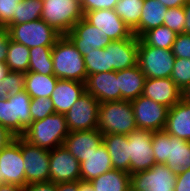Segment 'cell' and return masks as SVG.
<instances>
[{"label":"cell","instance_id":"obj_11","mask_svg":"<svg viewBox=\"0 0 190 191\" xmlns=\"http://www.w3.org/2000/svg\"><path fill=\"white\" fill-rule=\"evenodd\" d=\"M20 147L24 159L25 186L31 183L49 182L50 151L28 143L21 136Z\"/></svg>","mask_w":190,"mask_h":191},{"label":"cell","instance_id":"obj_28","mask_svg":"<svg viewBox=\"0 0 190 191\" xmlns=\"http://www.w3.org/2000/svg\"><path fill=\"white\" fill-rule=\"evenodd\" d=\"M94 191H130V174L111 169L90 181Z\"/></svg>","mask_w":190,"mask_h":191},{"label":"cell","instance_id":"obj_22","mask_svg":"<svg viewBox=\"0 0 190 191\" xmlns=\"http://www.w3.org/2000/svg\"><path fill=\"white\" fill-rule=\"evenodd\" d=\"M83 93H85V83L75 80L58 79L50 96L55 113L65 115Z\"/></svg>","mask_w":190,"mask_h":191},{"label":"cell","instance_id":"obj_32","mask_svg":"<svg viewBox=\"0 0 190 191\" xmlns=\"http://www.w3.org/2000/svg\"><path fill=\"white\" fill-rule=\"evenodd\" d=\"M29 62L30 49L23 44H19L10 40L7 59L5 61L10 71L27 73Z\"/></svg>","mask_w":190,"mask_h":191},{"label":"cell","instance_id":"obj_31","mask_svg":"<svg viewBox=\"0 0 190 191\" xmlns=\"http://www.w3.org/2000/svg\"><path fill=\"white\" fill-rule=\"evenodd\" d=\"M52 49L53 46L30 48L28 72H35L42 75H54Z\"/></svg>","mask_w":190,"mask_h":191},{"label":"cell","instance_id":"obj_5","mask_svg":"<svg viewBox=\"0 0 190 191\" xmlns=\"http://www.w3.org/2000/svg\"><path fill=\"white\" fill-rule=\"evenodd\" d=\"M30 102L31 97L25 90L0 99V125L14 136H21L32 122Z\"/></svg>","mask_w":190,"mask_h":191},{"label":"cell","instance_id":"obj_27","mask_svg":"<svg viewBox=\"0 0 190 191\" xmlns=\"http://www.w3.org/2000/svg\"><path fill=\"white\" fill-rule=\"evenodd\" d=\"M167 9L158 0H144L138 24V38H141L147 31L162 26Z\"/></svg>","mask_w":190,"mask_h":191},{"label":"cell","instance_id":"obj_26","mask_svg":"<svg viewBox=\"0 0 190 191\" xmlns=\"http://www.w3.org/2000/svg\"><path fill=\"white\" fill-rule=\"evenodd\" d=\"M118 84L121 91V100H134L143 93L146 76L140 70L138 64L117 71Z\"/></svg>","mask_w":190,"mask_h":191},{"label":"cell","instance_id":"obj_41","mask_svg":"<svg viewBox=\"0 0 190 191\" xmlns=\"http://www.w3.org/2000/svg\"><path fill=\"white\" fill-rule=\"evenodd\" d=\"M171 51L176 58L190 59V34H177Z\"/></svg>","mask_w":190,"mask_h":191},{"label":"cell","instance_id":"obj_40","mask_svg":"<svg viewBox=\"0 0 190 191\" xmlns=\"http://www.w3.org/2000/svg\"><path fill=\"white\" fill-rule=\"evenodd\" d=\"M22 0H0V26L8 27L13 24L17 5Z\"/></svg>","mask_w":190,"mask_h":191},{"label":"cell","instance_id":"obj_36","mask_svg":"<svg viewBox=\"0 0 190 191\" xmlns=\"http://www.w3.org/2000/svg\"><path fill=\"white\" fill-rule=\"evenodd\" d=\"M26 73L10 71L6 77L0 81V99H5L9 95H16L25 90Z\"/></svg>","mask_w":190,"mask_h":191},{"label":"cell","instance_id":"obj_39","mask_svg":"<svg viewBox=\"0 0 190 191\" xmlns=\"http://www.w3.org/2000/svg\"><path fill=\"white\" fill-rule=\"evenodd\" d=\"M184 7L168 8L165 14L163 25L174 31L176 34L184 33L185 26Z\"/></svg>","mask_w":190,"mask_h":191},{"label":"cell","instance_id":"obj_46","mask_svg":"<svg viewBox=\"0 0 190 191\" xmlns=\"http://www.w3.org/2000/svg\"><path fill=\"white\" fill-rule=\"evenodd\" d=\"M15 137L8 129L0 125V151L13 141Z\"/></svg>","mask_w":190,"mask_h":191},{"label":"cell","instance_id":"obj_23","mask_svg":"<svg viewBox=\"0 0 190 191\" xmlns=\"http://www.w3.org/2000/svg\"><path fill=\"white\" fill-rule=\"evenodd\" d=\"M164 130L179 139L190 141V104L183 98L169 108Z\"/></svg>","mask_w":190,"mask_h":191},{"label":"cell","instance_id":"obj_17","mask_svg":"<svg viewBox=\"0 0 190 191\" xmlns=\"http://www.w3.org/2000/svg\"><path fill=\"white\" fill-rule=\"evenodd\" d=\"M66 35L83 56L92 50L105 48L112 42L104 32L89 24L84 18L80 19Z\"/></svg>","mask_w":190,"mask_h":191},{"label":"cell","instance_id":"obj_18","mask_svg":"<svg viewBox=\"0 0 190 191\" xmlns=\"http://www.w3.org/2000/svg\"><path fill=\"white\" fill-rule=\"evenodd\" d=\"M84 83L85 92L90 93L99 103L121 101L117 71L87 75Z\"/></svg>","mask_w":190,"mask_h":191},{"label":"cell","instance_id":"obj_51","mask_svg":"<svg viewBox=\"0 0 190 191\" xmlns=\"http://www.w3.org/2000/svg\"><path fill=\"white\" fill-rule=\"evenodd\" d=\"M9 72L10 69L7 64L5 62H0V81H2Z\"/></svg>","mask_w":190,"mask_h":191},{"label":"cell","instance_id":"obj_3","mask_svg":"<svg viewBox=\"0 0 190 191\" xmlns=\"http://www.w3.org/2000/svg\"><path fill=\"white\" fill-rule=\"evenodd\" d=\"M68 134L65 115L54 113L42 120L31 122L21 137L32 145L50 151L63 145Z\"/></svg>","mask_w":190,"mask_h":191},{"label":"cell","instance_id":"obj_50","mask_svg":"<svg viewBox=\"0 0 190 191\" xmlns=\"http://www.w3.org/2000/svg\"><path fill=\"white\" fill-rule=\"evenodd\" d=\"M0 191H23V188L15 184L2 183L0 184Z\"/></svg>","mask_w":190,"mask_h":191},{"label":"cell","instance_id":"obj_53","mask_svg":"<svg viewBox=\"0 0 190 191\" xmlns=\"http://www.w3.org/2000/svg\"><path fill=\"white\" fill-rule=\"evenodd\" d=\"M182 98L190 104V84L182 91Z\"/></svg>","mask_w":190,"mask_h":191},{"label":"cell","instance_id":"obj_37","mask_svg":"<svg viewBox=\"0 0 190 191\" xmlns=\"http://www.w3.org/2000/svg\"><path fill=\"white\" fill-rule=\"evenodd\" d=\"M170 78L183 91L190 84V59L176 58Z\"/></svg>","mask_w":190,"mask_h":191},{"label":"cell","instance_id":"obj_12","mask_svg":"<svg viewBox=\"0 0 190 191\" xmlns=\"http://www.w3.org/2000/svg\"><path fill=\"white\" fill-rule=\"evenodd\" d=\"M135 123L138 129L161 131L164 130L169 108L152 99L140 95L131 100Z\"/></svg>","mask_w":190,"mask_h":191},{"label":"cell","instance_id":"obj_34","mask_svg":"<svg viewBox=\"0 0 190 191\" xmlns=\"http://www.w3.org/2000/svg\"><path fill=\"white\" fill-rule=\"evenodd\" d=\"M43 0H22L14 13L13 24H22L41 19Z\"/></svg>","mask_w":190,"mask_h":191},{"label":"cell","instance_id":"obj_8","mask_svg":"<svg viewBox=\"0 0 190 191\" xmlns=\"http://www.w3.org/2000/svg\"><path fill=\"white\" fill-rule=\"evenodd\" d=\"M175 59L171 50L148 46L139 38L137 64L146 78H170Z\"/></svg>","mask_w":190,"mask_h":191},{"label":"cell","instance_id":"obj_7","mask_svg":"<svg viewBox=\"0 0 190 191\" xmlns=\"http://www.w3.org/2000/svg\"><path fill=\"white\" fill-rule=\"evenodd\" d=\"M10 40L23 44L29 49L39 46H54L61 34L44 20L11 24L7 27Z\"/></svg>","mask_w":190,"mask_h":191},{"label":"cell","instance_id":"obj_49","mask_svg":"<svg viewBox=\"0 0 190 191\" xmlns=\"http://www.w3.org/2000/svg\"><path fill=\"white\" fill-rule=\"evenodd\" d=\"M167 8L184 6L188 0H158Z\"/></svg>","mask_w":190,"mask_h":191},{"label":"cell","instance_id":"obj_20","mask_svg":"<svg viewBox=\"0 0 190 191\" xmlns=\"http://www.w3.org/2000/svg\"><path fill=\"white\" fill-rule=\"evenodd\" d=\"M103 143L97 129L69 132L63 145L81 163Z\"/></svg>","mask_w":190,"mask_h":191},{"label":"cell","instance_id":"obj_6","mask_svg":"<svg viewBox=\"0 0 190 191\" xmlns=\"http://www.w3.org/2000/svg\"><path fill=\"white\" fill-rule=\"evenodd\" d=\"M84 18L80 0H43L41 19L61 35Z\"/></svg>","mask_w":190,"mask_h":191},{"label":"cell","instance_id":"obj_16","mask_svg":"<svg viewBox=\"0 0 190 191\" xmlns=\"http://www.w3.org/2000/svg\"><path fill=\"white\" fill-rule=\"evenodd\" d=\"M84 19L104 32L111 41L128 39L134 35L114 9H98L85 12Z\"/></svg>","mask_w":190,"mask_h":191},{"label":"cell","instance_id":"obj_30","mask_svg":"<svg viewBox=\"0 0 190 191\" xmlns=\"http://www.w3.org/2000/svg\"><path fill=\"white\" fill-rule=\"evenodd\" d=\"M143 6L144 0H118L114 9L137 38Z\"/></svg>","mask_w":190,"mask_h":191},{"label":"cell","instance_id":"obj_1","mask_svg":"<svg viewBox=\"0 0 190 191\" xmlns=\"http://www.w3.org/2000/svg\"><path fill=\"white\" fill-rule=\"evenodd\" d=\"M152 149L156 164H166L176 173L190 169V141L172 136L165 130L153 131Z\"/></svg>","mask_w":190,"mask_h":191},{"label":"cell","instance_id":"obj_35","mask_svg":"<svg viewBox=\"0 0 190 191\" xmlns=\"http://www.w3.org/2000/svg\"><path fill=\"white\" fill-rule=\"evenodd\" d=\"M83 58L87 75L110 72L109 52L105 48L92 50Z\"/></svg>","mask_w":190,"mask_h":191},{"label":"cell","instance_id":"obj_21","mask_svg":"<svg viewBox=\"0 0 190 191\" xmlns=\"http://www.w3.org/2000/svg\"><path fill=\"white\" fill-rule=\"evenodd\" d=\"M142 95L171 108L182 99V90L171 78H146Z\"/></svg>","mask_w":190,"mask_h":191},{"label":"cell","instance_id":"obj_25","mask_svg":"<svg viewBox=\"0 0 190 191\" xmlns=\"http://www.w3.org/2000/svg\"><path fill=\"white\" fill-rule=\"evenodd\" d=\"M103 144L111 157L113 169L130 174L128 136L122 134H103Z\"/></svg>","mask_w":190,"mask_h":191},{"label":"cell","instance_id":"obj_42","mask_svg":"<svg viewBox=\"0 0 190 191\" xmlns=\"http://www.w3.org/2000/svg\"><path fill=\"white\" fill-rule=\"evenodd\" d=\"M83 13L98 9H115L118 0H80Z\"/></svg>","mask_w":190,"mask_h":191},{"label":"cell","instance_id":"obj_13","mask_svg":"<svg viewBox=\"0 0 190 191\" xmlns=\"http://www.w3.org/2000/svg\"><path fill=\"white\" fill-rule=\"evenodd\" d=\"M2 183L25 187V169L20 136H16L0 151V184Z\"/></svg>","mask_w":190,"mask_h":191},{"label":"cell","instance_id":"obj_19","mask_svg":"<svg viewBox=\"0 0 190 191\" xmlns=\"http://www.w3.org/2000/svg\"><path fill=\"white\" fill-rule=\"evenodd\" d=\"M139 38L112 41L107 47L109 52L110 71H121L137 65Z\"/></svg>","mask_w":190,"mask_h":191},{"label":"cell","instance_id":"obj_48","mask_svg":"<svg viewBox=\"0 0 190 191\" xmlns=\"http://www.w3.org/2000/svg\"><path fill=\"white\" fill-rule=\"evenodd\" d=\"M185 11V26H184V33L190 34V0L186 2L183 6Z\"/></svg>","mask_w":190,"mask_h":191},{"label":"cell","instance_id":"obj_52","mask_svg":"<svg viewBox=\"0 0 190 191\" xmlns=\"http://www.w3.org/2000/svg\"><path fill=\"white\" fill-rule=\"evenodd\" d=\"M79 191H94L90 182L79 181Z\"/></svg>","mask_w":190,"mask_h":191},{"label":"cell","instance_id":"obj_14","mask_svg":"<svg viewBox=\"0 0 190 191\" xmlns=\"http://www.w3.org/2000/svg\"><path fill=\"white\" fill-rule=\"evenodd\" d=\"M127 136L129 142L130 175L153 167L156 162L152 149V131L137 129Z\"/></svg>","mask_w":190,"mask_h":191},{"label":"cell","instance_id":"obj_2","mask_svg":"<svg viewBox=\"0 0 190 191\" xmlns=\"http://www.w3.org/2000/svg\"><path fill=\"white\" fill-rule=\"evenodd\" d=\"M54 76L84 83L87 77L83 55L67 35H61L52 49Z\"/></svg>","mask_w":190,"mask_h":191},{"label":"cell","instance_id":"obj_10","mask_svg":"<svg viewBox=\"0 0 190 191\" xmlns=\"http://www.w3.org/2000/svg\"><path fill=\"white\" fill-rule=\"evenodd\" d=\"M100 103L90 93H83L65 114L69 132L97 128Z\"/></svg>","mask_w":190,"mask_h":191},{"label":"cell","instance_id":"obj_24","mask_svg":"<svg viewBox=\"0 0 190 191\" xmlns=\"http://www.w3.org/2000/svg\"><path fill=\"white\" fill-rule=\"evenodd\" d=\"M113 169L111 157L103 143L80 163V181L90 182Z\"/></svg>","mask_w":190,"mask_h":191},{"label":"cell","instance_id":"obj_43","mask_svg":"<svg viewBox=\"0 0 190 191\" xmlns=\"http://www.w3.org/2000/svg\"><path fill=\"white\" fill-rule=\"evenodd\" d=\"M9 41L10 36L7 27L0 26V62H5L7 59Z\"/></svg>","mask_w":190,"mask_h":191},{"label":"cell","instance_id":"obj_47","mask_svg":"<svg viewBox=\"0 0 190 191\" xmlns=\"http://www.w3.org/2000/svg\"><path fill=\"white\" fill-rule=\"evenodd\" d=\"M56 191H79V181L56 183Z\"/></svg>","mask_w":190,"mask_h":191},{"label":"cell","instance_id":"obj_33","mask_svg":"<svg viewBox=\"0 0 190 191\" xmlns=\"http://www.w3.org/2000/svg\"><path fill=\"white\" fill-rule=\"evenodd\" d=\"M176 35L174 31L162 25L147 31L141 39L148 46L171 50Z\"/></svg>","mask_w":190,"mask_h":191},{"label":"cell","instance_id":"obj_45","mask_svg":"<svg viewBox=\"0 0 190 191\" xmlns=\"http://www.w3.org/2000/svg\"><path fill=\"white\" fill-rule=\"evenodd\" d=\"M23 191H56V183L53 182H41L31 183L23 188Z\"/></svg>","mask_w":190,"mask_h":191},{"label":"cell","instance_id":"obj_44","mask_svg":"<svg viewBox=\"0 0 190 191\" xmlns=\"http://www.w3.org/2000/svg\"><path fill=\"white\" fill-rule=\"evenodd\" d=\"M175 191H190V169L177 173Z\"/></svg>","mask_w":190,"mask_h":191},{"label":"cell","instance_id":"obj_29","mask_svg":"<svg viewBox=\"0 0 190 191\" xmlns=\"http://www.w3.org/2000/svg\"><path fill=\"white\" fill-rule=\"evenodd\" d=\"M58 78L54 75H42L35 72L26 73L25 91L31 98H50Z\"/></svg>","mask_w":190,"mask_h":191},{"label":"cell","instance_id":"obj_9","mask_svg":"<svg viewBox=\"0 0 190 191\" xmlns=\"http://www.w3.org/2000/svg\"><path fill=\"white\" fill-rule=\"evenodd\" d=\"M177 173L166 164H155L130 175V191H175Z\"/></svg>","mask_w":190,"mask_h":191},{"label":"cell","instance_id":"obj_4","mask_svg":"<svg viewBox=\"0 0 190 191\" xmlns=\"http://www.w3.org/2000/svg\"><path fill=\"white\" fill-rule=\"evenodd\" d=\"M97 129L102 134L128 135L137 130L131 101L100 103Z\"/></svg>","mask_w":190,"mask_h":191},{"label":"cell","instance_id":"obj_15","mask_svg":"<svg viewBox=\"0 0 190 191\" xmlns=\"http://www.w3.org/2000/svg\"><path fill=\"white\" fill-rule=\"evenodd\" d=\"M49 167L50 182L66 183L80 181V162L64 145L50 150Z\"/></svg>","mask_w":190,"mask_h":191},{"label":"cell","instance_id":"obj_38","mask_svg":"<svg viewBox=\"0 0 190 191\" xmlns=\"http://www.w3.org/2000/svg\"><path fill=\"white\" fill-rule=\"evenodd\" d=\"M55 113L54 105L50 98H31L30 114L33 121L42 120Z\"/></svg>","mask_w":190,"mask_h":191}]
</instances>
